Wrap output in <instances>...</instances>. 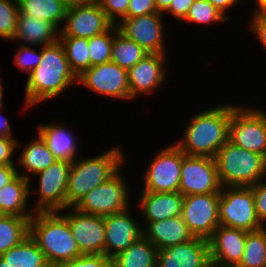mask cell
Returning <instances> with one entry per match:
<instances>
[{
	"instance_id": "6da1fadb",
	"label": "cell",
	"mask_w": 266,
	"mask_h": 267,
	"mask_svg": "<svg viewBox=\"0 0 266 267\" xmlns=\"http://www.w3.org/2000/svg\"><path fill=\"white\" fill-rule=\"evenodd\" d=\"M25 84L24 107L21 111L58 98L67 88L74 84L77 86V77L70 69L59 40L42 47L41 62L28 75Z\"/></svg>"
},
{
	"instance_id": "7a4b0ae2",
	"label": "cell",
	"mask_w": 266,
	"mask_h": 267,
	"mask_svg": "<svg viewBox=\"0 0 266 267\" xmlns=\"http://www.w3.org/2000/svg\"><path fill=\"white\" fill-rule=\"evenodd\" d=\"M231 104L222 103L198 111L188 120L182 138L174 142L186 155L215 158L229 140Z\"/></svg>"
},
{
	"instance_id": "3957f363",
	"label": "cell",
	"mask_w": 266,
	"mask_h": 267,
	"mask_svg": "<svg viewBox=\"0 0 266 267\" xmlns=\"http://www.w3.org/2000/svg\"><path fill=\"white\" fill-rule=\"evenodd\" d=\"M123 148L111 146L97 156L81 157L72 162L66 190L67 208L74 207L87 193L127 165Z\"/></svg>"
},
{
	"instance_id": "277c9868",
	"label": "cell",
	"mask_w": 266,
	"mask_h": 267,
	"mask_svg": "<svg viewBox=\"0 0 266 267\" xmlns=\"http://www.w3.org/2000/svg\"><path fill=\"white\" fill-rule=\"evenodd\" d=\"M29 235L49 264L57 266L83 255L68 221L58 212H35L30 219Z\"/></svg>"
},
{
	"instance_id": "5b68a950",
	"label": "cell",
	"mask_w": 266,
	"mask_h": 267,
	"mask_svg": "<svg viewBox=\"0 0 266 267\" xmlns=\"http://www.w3.org/2000/svg\"><path fill=\"white\" fill-rule=\"evenodd\" d=\"M215 161L222 187H250L266 179L265 157L229 140L218 150Z\"/></svg>"
},
{
	"instance_id": "8992f818",
	"label": "cell",
	"mask_w": 266,
	"mask_h": 267,
	"mask_svg": "<svg viewBox=\"0 0 266 267\" xmlns=\"http://www.w3.org/2000/svg\"><path fill=\"white\" fill-rule=\"evenodd\" d=\"M229 141L245 150L265 155L266 110L231 103Z\"/></svg>"
},
{
	"instance_id": "52a82bcc",
	"label": "cell",
	"mask_w": 266,
	"mask_h": 267,
	"mask_svg": "<svg viewBox=\"0 0 266 267\" xmlns=\"http://www.w3.org/2000/svg\"><path fill=\"white\" fill-rule=\"evenodd\" d=\"M71 165V162L56 160L48 168L39 171L29 179L30 196L32 194L38 196L31 204L35 212L61 211L67 208L66 190ZM35 177L39 184L37 190L32 189L31 185Z\"/></svg>"
},
{
	"instance_id": "ba28073f",
	"label": "cell",
	"mask_w": 266,
	"mask_h": 267,
	"mask_svg": "<svg viewBox=\"0 0 266 267\" xmlns=\"http://www.w3.org/2000/svg\"><path fill=\"white\" fill-rule=\"evenodd\" d=\"M143 172L141 191L179 192L181 167L186 155L175 143L163 146Z\"/></svg>"
},
{
	"instance_id": "9c48e42d",
	"label": "cell",
	"mask_w": 266,
	"mask_h": 267,
	"mask_svg": "<svg viewBox=\"0 0 266 267\" xmlns=\"http://www.w3.org/2000/svg\"><path fill=\"white\" fill-rule=\"evenodd\" d=\"M218 212L220 225L247 232L264 228L256 214L251 187H222Z\"/></svg>"
},
{
	"instance_id": "30bf717a",
	"label": "cell",
	"mask_w": 266,
	"mask_h": 267,
	"mask_svg": "<svg viewBox=\"0 0 266 267\" xmlns=\"http://www.w3.org/2000/svg\"><path fill=\"white\" fill-rule=\"evenodd\" d=\"M125 177L120 169L108 181L98 185L81 198L74 208L83 213L98 216L111 215L130 208L133 198Z\"/></svg>"
},
{
	"instance_id": "8fae6325",
	"label": "cell",
	"mask_w": 266,
	"mask_h": 267,
	"mask_svg": "<svg viewBox=\"0 0 266 267\" xmlns=\"http://www.w3.org/2000/svg\"><path fill=\"white\" fill-rule=\"evenodd\" d=\"M163 15V13H152L123 18L116 26L120 33L135 41L148 54H167L169 49L166 48L164 40L166 39L164 36H167L164 26L167 23Z\"/></svg>"
},
{
	"instance_id": "7c38bea8",
	"label": "cell",
	"mask_w": 266,
	"mask_h": 267,
	"mask_svg": "<svg viewBox=\"0 0 266 267\" xmlns=\"http://www.w3.org/2000/svg\"><path fill=\"white\" fill-rule=\"evenodd\" d=\"M77 84L104 97L130 101L128 70L111 61L85 70Z\"/></svg>"
},
{
	"instance_id": "4fadbf2b",
	"label": "cell",
	"mask_w": 266,
	"mask_h": 267,
	"mask_svg": "<svg viewBox=\"0 0 266 267\" xmlns=\"http://www.w3.org/2000/svg\"><path fill=\"white\" fill-rule=\"evenodd\" d=\"M220 193L184 196L182 219L194 237L208 240L219 222Z\"/></svg>"
},
{
	"instance_id": "5bb4252c",
	"label": "cell",
	"mask_w": 266,
	"mask_h": 267,
	"mask_svg": "<svg viewBox=\"0 0 266 267\" xmlns=\"http://www.w3.org/2000/svg\"><path fill=\"white\" fill-rule=\"evenodd\" d=\"M180 173L179 192L183 196L221 191L215 158L185 155Z\"/></svg>"
},
{
	"instance_id": "9a60e30c",
	"label": "cell",
	"mask_w": 266,
	"mask_h": 267,
	"mask_svg": "<svg viewBox=\"0 0 266 267\" xmlns=\"http://www.w3.org/2000/svg\"><path fill=\"white\" fill-rule=\"evenodd\" d=\"M69 212H66L67 210ZM65 211V213H63ZM69 223L73 237L83 255L103 254L105 247L104 217L83 213L74 207L58 211Z\"/></svg>"
},
{
	"instance_id": "2e32d148",
	"label": "cell",
	"mask_w": 266,
	"mask_h": 267,
	"mask_svg": "<svg viewBox=\"0 0 266 267\" xmlns=\"http://www.w3.org/2000/svg\"><path fill=\"white\" fill-rule=\"evenodd\" d=\"M166 54H148L128 70L130 100L151 95L167 80L168 58Z\"/></svg>"
},
{
	"instance_id": "e0dca14e",
	"label": "cell",
	"mask_w": 266,
	"mask_h": 267,
	"mask_svg": "<svg viewBox=\"0 0 266 267\" xmlns=\"http://www.w3.org/2000/svg\"><path fill=\"white\" fill-rule=\"evenodd\" d=\"M113 25L98 3L75 6L67 9L59 37L90 39L108 31Z\"/></svg>"
},
{
	"instance_id": "ac0fdd59",
	"label": "cell",
	"mask_w": 266,
	"mask_h": 267,
	"mask_svg": "<svg viewBox=\"0 0 266 267\" xmlns=\"http://www.w3.org/2000/svg\"><path fill=\"white\" fill-rule=\"evenodd\" d=\"M132 207L118 213L106 215L105 225V247L104 255L114 257L121 251L128 249L136 240L143 236V226L138 218L132 215ZM131 213V214H130ZM137 221H136V220Z\"/></svg>"
},
{
	"instance_id": "d6986e66",
	"label": "cell",
	"mask_w": 266,
	"mask_h": 267,
	"mask_svg": "<svg viewBox=\"0 0 266 267\" xmlns=\"http://www.w3.org/2000/svg\"><path fill=\"white\" fill-rule=\"evenodd\" d=\"M247 231L219 225L208 239L211 264L236 267L244 253Z\"/></svg>"
},
{
	"instance_id": "ffe728a7",
	"label": "cell",
	"mask_w": 266,
	"mask_h": 267,
	"mask_svg": "<svg viewBox=\"0 0 266 267\" xmlns=\"http://www.w3.org/2000/svg\"><path fill=\"white\" fill-rule=\"evenodd\" d=\"M210 265L208 240L199 237L157 252L156 267H210Z\"/></svg>"
},
{
	"instance_id": "44dd1931",
	"label": "cell",
	"mask_w": 266,
	"mask_h": 267,
	"mask_svg": "<svg viewBox=\"0 0 266 267\" xmlns=\"http://www.w3.org/2000/svg\"><path fill=\"white\" fill-rule=\"evenodd\" d=\"M137 199V212L142 215L145 226L149 222L165 220L167 218L180 216L184 196L180 192H147L141 191ZM139 210V211H138Z\"/></svg>"
},
{
	"instance_id": "7402d4cb",
	"label": "cell",
	"mask_w": 266,
	"mask_h": 267,
	"mask_svg": "<svg viewBox=\"0 0 266 267\" xmlns=\"http://www.w3.org/2000/svg\"><path fill=\"white\" fill-rule=\"evenodd\" d=\"M50 123L37 124L35 132L41 136L57 160L74 162L78 158L79 151V142L75 133L70 130L69 125L67 126V122Z\"/></svg>"
},
{
	"instance_id": "603a6c76",
	"label": "cell",
	"mask_w": 266,
	"mask_h": 267,
	"mask_svg": "<svg viewBox=\"0 0 266 267\" xmlns=\"http://www.w3.org/2000/svg\"><path fill=\"white\" fill-rule=\"evenodd\" d=\"M142 226L143 236L148 239L157 250L175 246L194 238L181 215L165 220L149 222L145 227L144 224Z\"/></svg>"
},
{
	"instance_id": "cb8c5ba5",
	"label": "cell",
	"mask_w": 266,
	"mask_h": 267,
	"mask_svg": "<svg viewBox=\"0 0 266 267\" xmlns=\"http://www.w3.org/2000/svg\"><path fill=\"white\" fill-rule=\"evenodd\" d=\"M29 179L17 175L0 189V214L32 217L35 213L30 201Z\"/></svg>"
},
{
	"instance_id": "d4e9b609",
	"label": "cell",
	"mask_w": 266,
	"mask_h": 267,
	"mask_svg": "<svg viewBox=\"0 0 266 267\" xmlns=\"http://www.w3.org/2000/svg\"><path fill=\"white\" fill-rule=\"evenodd\" d=\"M36 135L34 139L22 146L23 149L17 154L15 160L18 174L27 179L48 168L57 160L41 136L38 133Z\"/></svg>"
},
{
	"instance_id": "484cf974",
	"label": "cell",
	"mask_w": 266,
	"mask_h": 267,
	"mask_svg": "<svg viewBox=\"0 0 266 267\" xmlns=\"http://www.w3.org/2000/svg\"><path fill=\"white\" fill-rule=\"evenodd\" d=\"M58 37L59 30L53 24L19 13L16 32L12 41L43 47L55 43Z\"/></svg>"
},
{
	"instance_id": "4316f807",
	"label": "cell",
	"mask_w": 266,
	"mask_h": 267,
	"mask_svg": "<svg viewBox=\"0 0 266 267\" xmlns=\"http://www.w3.org/2000/svg\"><path fill=\"white\" fill-rule=\"evenodd\" d=\"M19 13L31 18L42 19L61 29L67 7L64 0H17Z\"/></svg>"
},
{
	"instance_id": "83f0119b",
	"label": "cell",
	"mask_w": 266,
	"mask_h": 267,
	"mask_svg": "<svg viewBox=\"0 0 266 267\" xmlns=\"http://www.w3.org/2000/svg\"><path fill=\"white\" fill-rule=\"evenodd\" d=\"M157 248L144 236L113 257L114 267H156Z\"/></svg>"
},
{
	"instance_id": "f1b7e54d",
	"label": "cell",
	"mask_w": 266,
	"mask_h": 267,
	"mask_svg": "<svg viewBox=\"0 0 266 267\" xmlns=\"http://www.w3.org/2000/svg\"><path fill=\"white\" fill-rule=\"evenodd\" d=\"M0 257L13 267H44L48 263L30 235Z\"/></svg>"
},
{
	"instance_id": "f546056e",
	"label": "cell",
	"mask_w": 266,
	"mask_h": 267,
	"mask_svg": "<svg viewBox=\"0 0 266 267\" xmlns=\"http://www.w3.org/2000/svg\"><path fill=\"white\" fill-rule=\"evenodd\" d=\"M30 219L0 214V256L29 236Z\"/></svg>"
},
{
	"instance_id": "4dcf8cb0",
	"label": "cell",
	"mask_w": 266,
	"mask_h": 267,
	"mask_svg": "<svg viewBox=\"0 0 266 267\" xmlns=\"http://www.w3.org/2000/svg\"><path fill=\"white\" fill-rule=\"evenodd\" d=\"M147 55L148 53L141 46L125 37L114 25L111 62L129 70Z\"/></svg>"
},
{
	"instance_id": "1f68e13d",
	"label": "cell",
	"mask_w": 266,
	"mask_h": 267,
	"mask_svg": "<svg viewBox=\"0 0 266 267\" xmlns=\"http://www.w3.org/2000/svg\"><path fill=\"white\" fill-rule=\"evenodd\" d=\"M71 71L79 77L85 70L90 68L89 43L86 38L58 37Z\"/></svg>"
},
{
	"instance_id": "d6a6232c",
	"label": "cell",
	"mask_w": 266,
	"mask_h": 267,
	"mask_svg": "<svg viewBox=\"0 0 266 267\" xmlns=\"http://www.w3.org/2000/svg\"><path fill=\"white\" fill-rule=\"evenodd\" d=\"M236 267H266V227L247 232L244 253Z\"/></svg>"
},
{
	"instance_id": "836d02e7",
	"label": "cell",
	"mask_w": 266,
	"mask_h": 267,
	"mask_svg": "<svg viewBox=\"0 0 266 267\" xmlns=\"http://www.w3.org/2000/svg\"><path fill=\"white\" fill-rule=\"evenodd\" d=\"M198 25H215L216 23L226 22L228 19L218 11L208 0H195L188 10L182 22Z\"/></svg>"
},
{
	"instance_id": "e575fe53",
	"label": "cell",
	"mask_w": 266,
	"mask_h": 267,
	"mask_svg": "<svg viewBox=\"0 0 266 267\" xmlns=\"http://www.w3.org/2000/svg\"><path fill=\"white\" fill-rule=\"evenodd\" d=\"M114 25L106 32L88 39L90 67L111 61Z\"/></svg>"
},
{
	"instance_id": "d590c367",
	"label": "cell",
	"mask_w": 266,
	"mask_h": 267,
	"mask_svg": "<svg viewBox=\"0 0 266 267\" xmlns=\"http://www.w3.org/2000/svg\"><path fill=\"white\" fill-rule=\"evenodd\" d=\"M19 7L17 0H0V38L12 41L16 32Z\"/></svg>"
},
{
	"instance_id": "8d00e7d4",
	"label": "cell",
	"mask_w": 266,
	"mask_h": 267,
	"mask_svg": "<svg viewBox=\"0 0 266 267\" xmlns=\"http://www.w3.org/2000/svg\"><path fill=\"white\" fill-rule=\"evenodd\" d=\"M39 46H30L21 44L13 56L14 64L28 75L39 65L42 59V47L39 52L36 50Z\"/></svg>"
},
{
	"instance_id": "74e56055",
	"label": "cell",
	"mask_w": 266,
	"mask_h": 267,
	"mask_svg": "<svg viewBox=\"0 0 266 267\" xmlns=\"http://www.w3.org/2000/svg\"><path fill=\"white\" fill-rule=\"evenodd\" d=\"M56 267H114V261L112 257L103 254H86L60 263Z\"/></svg>"
},
{
	"instance_id": "f35d334b",
	"label": "cell",
	"mask_w": 266,
	"mask_h": 267,
	"mask_svg": "<svg viewBox=\"0 0 266 267\" xmlns=\"http://www.w3.org/2000/svg\"><path fill=\"white\" fill-rule=\"evenodd\" d=\"M130 0H99L98 4L108 19L117 25L127 13Z\"/></svg>"
},
{
	"instance_id": "ab89813d",
	"label": "cell",
	"mask_w": 266,
	"mask_h": 267,
	"mask_svg": "<svg viewBox=\"0 0 266 267\" xmlns=\"http://www.w3.org/2000/svg\"><path fill=\"white\" fill-rule=\"evenodd\" d=\"M22 145L15 137H0V165H16L14 154L21 150ZM20 148V149H19Z\"/></svg>"
},
{
	"instance_id": "60d3db41",
	"label": "cell",
	"mask_w": 266,
	"mask_h": 267,
	"mask_svg": "<svg viewBox=\"0 0 266 267\" xmlns=\"http://www.w3.org/2000/svg\"><path fill=\"white\" fill-rule=\"evenodd\" d=\"M253 192L254 205L260 223L266 227V179L250 186Z\"/></svg>"
},
{
	"instance_id": "b9f144b4",
	"label": "cell",
	"mask_w": 266,
	"mask_h": 267,
	"mask_svg": "<svg viewBox=\"0 0 266 267\" xmlns=\"http://www.w3.org/2000/svg\"><path fill=\"white\" fill-rule=\"evenodd\" d=\"M152 13H160L157 11L155 0H130L124 18L143 16Z\"/></svg>"
},
{
	"instance_id": "7bdbcfd3",
	"label": "cell",
	"mask_w": 266,
	"mask_h": 267,
	"mask_svg": "<svg viewBox=\"0 0 266 267\" xmlns=\"http://www.w3.org/2000/svg\"><path fill=\"white\" fill-rule=\"evenodd\" d=\"M251 18L249 19L248 27L255 37L259 40L260 44L266 49V15L250 13ZM266 51V50H265Z\"/></svg>"
},
{
	"instance_id": "ee69618b",
	"label": "cell",
	"mask_w": 266,
	"mask_h": 267,
	"mask_svg": "<svg viewBox=\"0 0 266 267\" xmlns=\"http://www.w3.org/2000/svg\"><path fill=\"white\" fill-rule=\"evenodd\" d=\"M195 0H172L170 6L165 11L167 14L169 13L173 19L175 20H183L190 7L193 5Z\"/></svg>"
},
{
	"instance_id": "f6af8a7d",
	"label": "cell",
	"mask_w": 266,
	"mask_h": 267,
	"mask_svg": "<svg viewBox=\"0 0 266 267\" xmlns=\"http://www.w3.org/2000/svg\"><path fill=\"white\" fill-rule=\"evenodd\" d=\"M17 175V166L0 165V189L12 181Z\"/></svg>"
},
{
	"instance_id": "bcb514c9",
	"label": "cell",
	"mask_w": 266,
	"mask_h": 267,
	"mask_svg": "<svg viewBox=\"0 0 266 267\" xmlns=\"http://www.w3.org/2000/svg\"><path fill=\"white\" fill-rule=\"evenodd\" d=\"M218 11H220L228 20L230 17L226 13H229L230 9H233L236 5H240L242 0H208Z\"/></svg>"
},
{
	"instance_id": "7dc6e473",
	"label": "cell",
	"mask_w": 266,
	"mask_h": 267,
	"mask_svg": "<svg viewBox=\"0 0 266 267\" xmlns=\"http://www.w3.org/2000/svg\"><path fill=\"white\" fill-rule=\"evenodd\" d=\"M4 106L0 107V112ZM12 126L9 124L7 117L0 113V137H14L12 132Z\"/></svg>"
},
{
	"instance_id": "c3c4849f",
	"label": "cell",
	"mask_w": 266,
	"mask_h": 267,
	"mask_svg": "<svg viewBox=\"0 0 266 267\" xmlns=\"http://www.w3.org/2000/svg\"><path fill=\"white\" fill-rule=\"evenodd\" d=\"M99 0H64V3L67 8L75 7V6H85V5H93L98 3Z\"/></svg>"
},
{
	"instance_id": "681fc988",
	"label": "cell",
	"mask_w": 266,
	"mask_h": 267,
	"mask_svg": "<svg viewBox=\"0 0 266 267\" xmlns=\"http://www.w3.org/2000/svg\"><path fill=\"white\" fill-rule=\"evenodd\" d=\"M172 0H155L157 11L163 13L166 17L165 11L170 6Z\"/></svg>"
},
{
	"instance_id": "f907efd6",
	"label": "cell",
	"mask_w": 266,
	"mask_h": 267,
	"mask_svg": "<svg viewBox=\"0 0 266 267\" xmlns=\"http://www.w3.org/2000/svg\"><path fill=\"white\" fill-rule=\"evenodd\" d=\"M257 7H254L252 13L265 14L266 15V0H254Z\"/></svg>"
},
{
	"instance_id": "816d5d0a",
	"label": "cell",
	"mask_w": 266,
	"mask_h": 267,
	"mask_svg": "<svg viewBox=\"0 0 266 267\" xmlns=\"http://www.w3.org/2000/svg\"><path fill=\"white\" fill-rule=\"evenodd\" d=\"M3 85H2V78L0 77V107L4 106V91H3Z\"/></svg>"
},
{
	"instance_id": "f5cc1de1",
	"label": "cell",
	"mask_w": 266,
	"mask_h": 267,
	"mask_svg": "<svg viewBox=\"0 0 266 267\" xmlns=\"http://www.w3.org/2000/svg\"><path fill=\"white\" fill-rule=\"evenodd\" d=\"M0 267H13L8 262L0 257Z\"/></svg>"
},
{
	"instance_id": "db71d44e",
	"label": "cell",
	"mask_w": 266,
	"mask_h": 267,
	"mask_svg": "<svg viewBox=\"0 0 266 267\" xmlns=\"http://www.w3.org/2000/svg\"><path fill=\"white\" fill-rule=\"evenodd\" d=\"M44 267H56L55 265L47 263Z\"/></svg>"
},
{
	"instance_id": "11a10c76",
	"label": "cell",
	"mask_w": 266,
	"mask_h": 267,
	"mask_svg": "<svg viewBox=\"0 0 266 267\" xmlns=\"http://www.w3.org/2000/svg\"><path fill=\"white\" fill-rule=\"evenodd\" d=\"M210 267H219V266H216V265L211 264Z\"/></svg>"
}]
</instances>
